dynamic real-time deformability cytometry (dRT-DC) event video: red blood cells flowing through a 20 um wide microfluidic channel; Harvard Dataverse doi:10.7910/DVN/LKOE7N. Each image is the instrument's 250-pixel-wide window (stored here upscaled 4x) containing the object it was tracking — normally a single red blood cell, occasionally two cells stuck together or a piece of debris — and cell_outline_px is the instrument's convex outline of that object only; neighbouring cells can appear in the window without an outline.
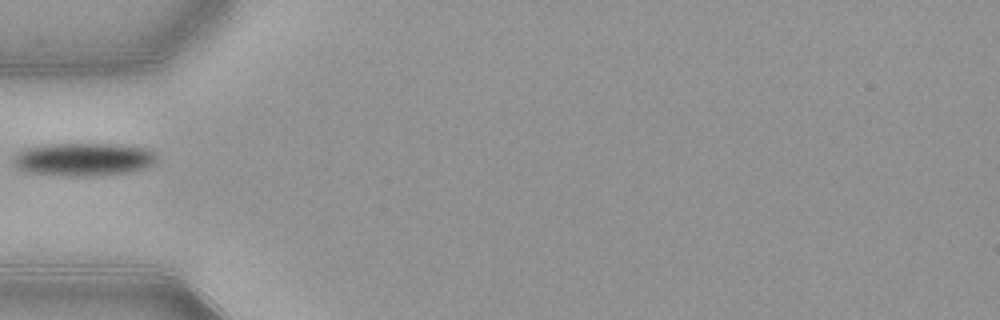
{"species": "common noctule bat (a hibernating species)", "species_latin": "Nyctalus noctula", "temperature_condition": "warm", "stored_images_in_passage": 36, "camera_frame_rate_fps": 3000, "um_per_image_px": 0.085, "animal": {"sex": "female", "body_mass_g": 21.9}, "frame": {"image": 1, "passage_image": 1, "time_ms": 0.0, "image_size_px": [1000, 320], "cell_outline_px": [[156, 160], [152, 164], [144, 168], [128, 172], [92, 176], [64, 176], [28, 172], [16, 168], [12, 164], [12, 156], [16, 152], [24, 148], [48, 144], [120, 144], [148, 148], [156, 152]], "centroid_in_image_um": [7.05, 13.54], "position_along_channel_um": 77.9, "area_um2": 28.03}}
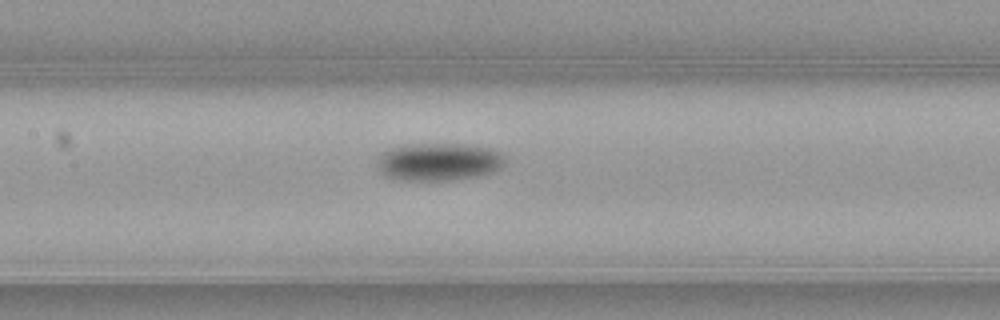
{"frame": {"image": 2, "passage_image": 8, "time_ms": 2.333, "image_size_px": [1000, 320], "cell_outline_px": [[508, 156], [504, 164], [500, 168], [492, 172], [480, 176], [452, 180], [400, 180], [384, 176], [380, 172], [376, 164], [384, 152], [392, 148], [404, 144], [460, 144], [488, 148], [500, 152]], "centroid_in_image_um": [37.32, 13.76], "position_along_channel_um": 170.1, "area_um2": 28.26}}
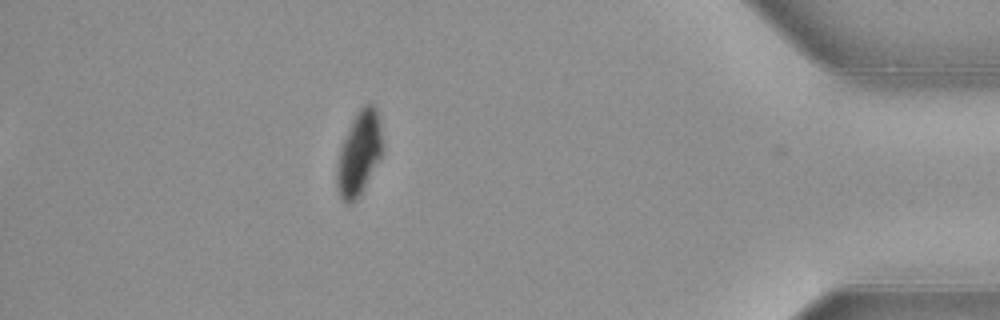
{"frame": {"image": 3, "passage_image": 30, "time_ms": 9.667, "image_size_px": [1000, 320], "cell_outline_px": [[380, 156], [360, 196], [352, 204], [344, 204], [340, 200], [336, 188], [336, 164], [340, 148], [352, 120], [360, 108], [364, 104], [372, 104], [376, 108], [380, 120]], "centroid_in_image_um": [30.46, 13.11], "position_along_channel_um": 404.7, "area_um2": 22.08}}